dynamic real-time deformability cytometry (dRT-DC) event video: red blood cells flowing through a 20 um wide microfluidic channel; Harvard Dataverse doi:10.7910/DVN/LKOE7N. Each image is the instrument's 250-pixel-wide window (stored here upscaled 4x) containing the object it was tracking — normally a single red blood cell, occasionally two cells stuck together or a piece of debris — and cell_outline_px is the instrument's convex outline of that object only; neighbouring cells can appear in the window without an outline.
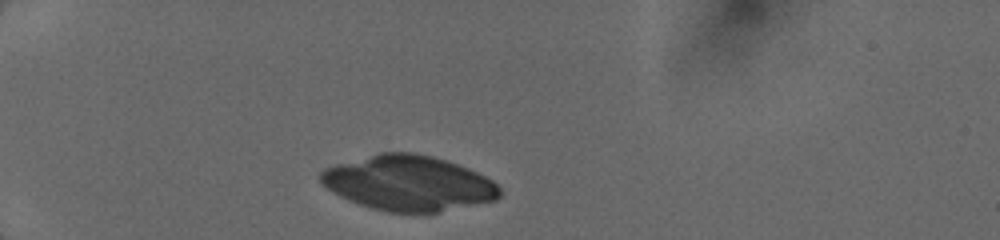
{"species": "human", "species_latin": "Homo sapiens", "temperature_condition": "cold", "stored_images_in_passage": 6, "camera_frame_rate_fps": 3000, "um_per_image_px": 0.085, "donor": {"sex": "female"}, "frame": {"image": 1, "passage_image": 1, "time_ms": 0.0, "image_size_px": [1000, 240], "cell_outline_px": [[504, 192], [496, 200], [440, 212], [388, 212], [372, 208], [348, 200], [332, 192], [320, 180], [320, 172], [324, 168], [336, 164], [380, 152], [412, 152], [432, 156], [468, 168], [492, 180]], "centroid_in_image_um": [34.73, 15.57], "position_along_channel_um": 50.3, "area_um2": 57.4}}